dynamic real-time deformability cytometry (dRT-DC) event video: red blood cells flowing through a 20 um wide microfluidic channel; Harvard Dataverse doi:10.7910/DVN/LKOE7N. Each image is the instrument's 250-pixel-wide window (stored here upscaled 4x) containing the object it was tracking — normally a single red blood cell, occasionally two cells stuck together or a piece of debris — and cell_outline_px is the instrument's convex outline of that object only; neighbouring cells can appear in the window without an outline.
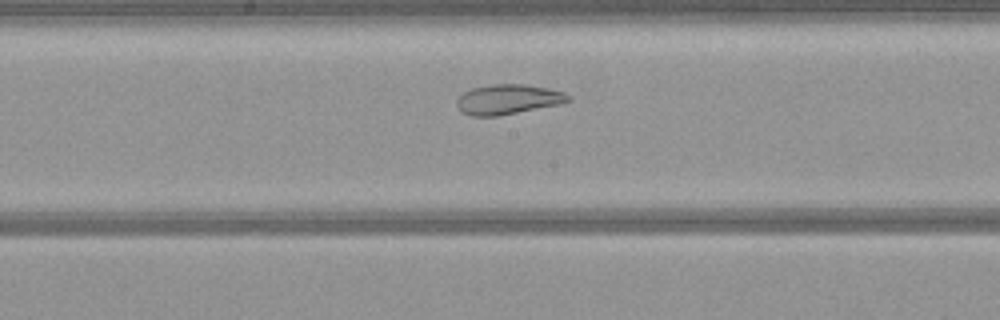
{"species": "common noctule bat (a hibernating species)", "species_latin": "Nyctalus noctula", "temperature_condition": "warm", "stored_images_in_passage": 40, "segment_of_instrument_passage": [1, 2], "camera_frame_rate_fps": 3000, "um_per_image_px": 0.085, "animal": {"sex": "female", "body_mass_g": 21.9}, "frame": {"image": 1, "passage_image": 18, "time_ms": 5.667, "image_size_px": [1000, 320], "cell_outline_px": [[572, 100], [560, 104], [496, 116], [472, 116], [460, 112], [456, 104], [456, 100], [464, 92], [472, 88], [492, 84], [524, 84], [548, 88], [564, 92], [572, 96]], "centroid_in_image_um": [43.18, 8.44], "position_along_channel_um": 205.0, "area_um2": 19.48}}
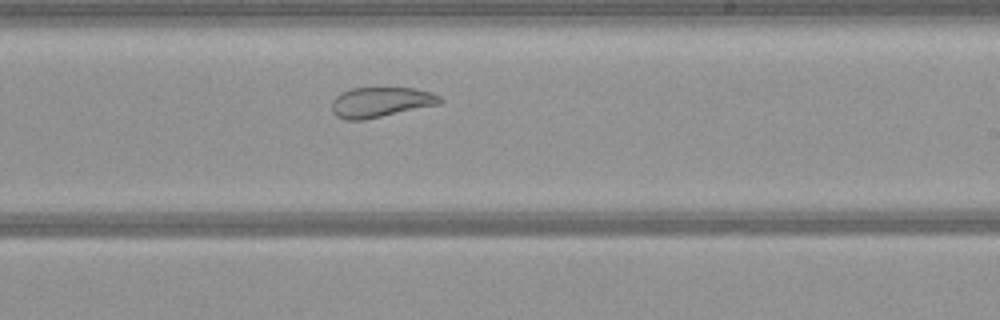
{"frame": {"image": 2, "passage_image": 22, "time_ms": 7.0, "image_size_px": [1000, 320], "cell_outline_px": [[444, 100], [440, 104], [364, 120], [344, 120], [336, 116], [332, 112], [332, 100], [336, 96], [352, 88], [416, 88], [432, 92], [440, 96]], "centroid_in_image_um": [32.38, 8.69], "position_along_channel_um": 256.6, "area_um2": 19.07}}
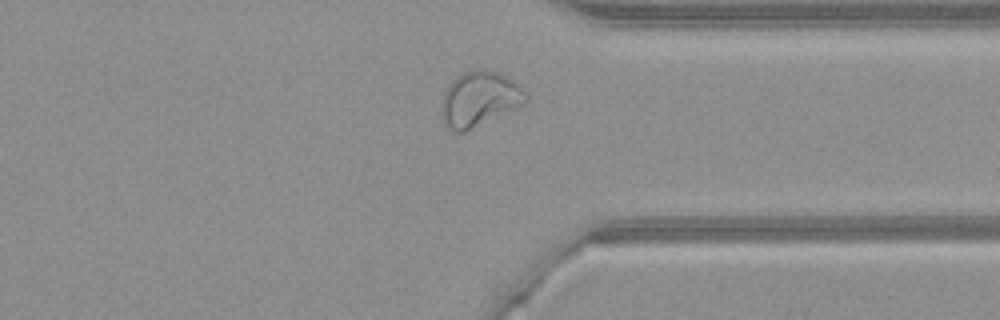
{"frame": {"image": 3, "passage_image": 31, "time_ms": 10.0, "image_size_px": [1000, 320], "cell_outline_px": [[528, 100], [524, 104], [464, 132], [456, 132], [448, 128], [444, 124], [440, 108], [444, 92], [448, 84], [456, 76], [472, 68], [484, 68], [496, 72], [520, 84], [528, 96]], "centroid_in_image_um": [40.73, 8.39], "position_along_channel_um": 370.7, "area_um2": 27.17}}